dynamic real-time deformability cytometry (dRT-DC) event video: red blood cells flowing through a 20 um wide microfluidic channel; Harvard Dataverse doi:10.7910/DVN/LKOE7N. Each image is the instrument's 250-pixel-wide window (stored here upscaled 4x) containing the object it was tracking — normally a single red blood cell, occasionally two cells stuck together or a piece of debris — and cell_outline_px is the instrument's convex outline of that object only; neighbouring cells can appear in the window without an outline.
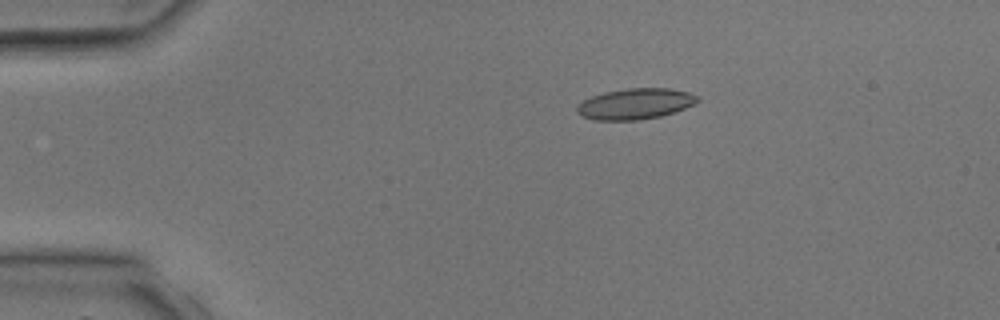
{"species": "common noctule bat (a hibernating species)", "species_latin": "Nyctalus noctula", "temperature_condition": "room temperature", "stored_images_in_passage": 2, "camera_frame_rate_fps": 3000, "um_per_image_px": 0.085, "animal": {"sex": "male", "body_mass_g": 17.9, "forearm_length_mm": 54.2}, "frame": {"image": 1, "passage_image": 1, "time_ms": 0.0, "image_size_px": [1000, 320], "cell_outline_px": [[700, 100], [684, 108], [660, 116], [640, 120], [596, 120], [580, 116], [576, 112], [576, 104], [592, 96], [604, 92], [628, 88], [668, 88], [688, 92], [700, 96]], "centroid_in_image_um": [53.96, 8.82], "position_along_channel_um": 31.0, "area_um2": 21.68}}